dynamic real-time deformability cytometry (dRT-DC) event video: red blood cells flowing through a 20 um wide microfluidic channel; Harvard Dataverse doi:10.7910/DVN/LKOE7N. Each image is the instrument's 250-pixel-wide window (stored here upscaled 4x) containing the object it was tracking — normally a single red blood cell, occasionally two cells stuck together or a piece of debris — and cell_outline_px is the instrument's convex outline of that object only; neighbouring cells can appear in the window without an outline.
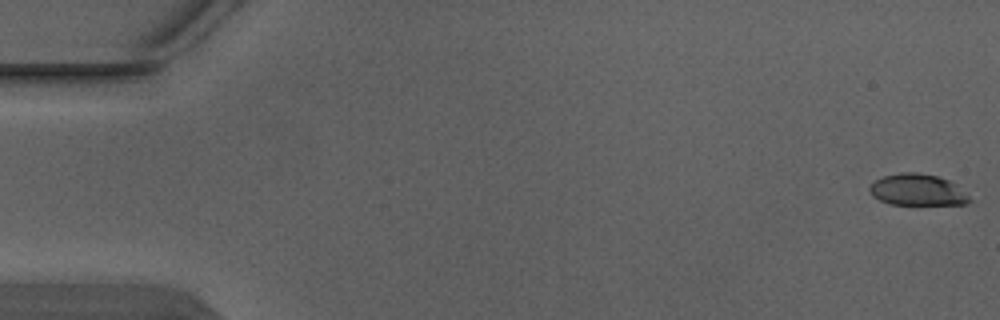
{"species": "Egyptian fruit bat (a non-hibernating species)", "species_latin": "Rousettus aegyptiacus", "temperature_condition": "warm", "stored_images_in_passage": 5, "camera_frame_rate_fps": 3000, "um_per_image_px": 0.085, "animal": {"sex": "male"}, "frame": {"image": 1, "passage_image": 1, "time_ms": 0.0, "image_size_px": [1000, 320], "cell_outline_px": [[972, 200], [964, 204], [892, 204], [880, 200], [872, 196], [868, 188], [876, 180], [884, 176], [900, 172], [916, 172], [936, 176], [948, 180], [956, 184]], "centroid_in_image_um": [77.97, 16.13], "position_along_channel_um": 7.0, "area_um2": 18.09}}
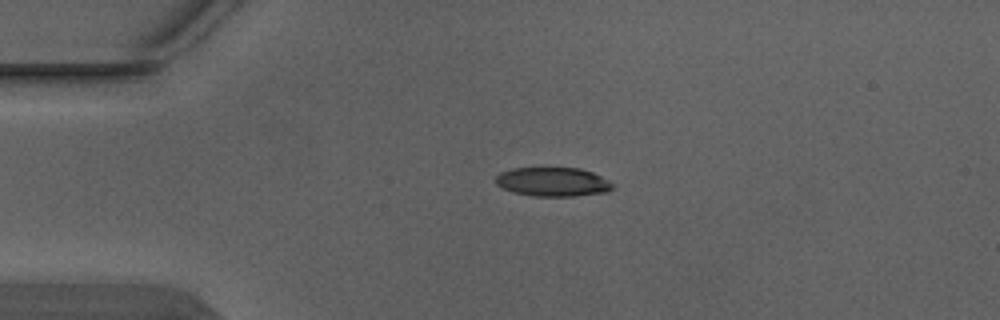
{"frame": {"image": 2, "passage_image": 4, "time_ms": 1.0, "image_size_px": [1000, 320], "cell_outline_px": [[616, 188], [608, 192], [572, 196], [532, 196], [512, 192], [500, 188], [492, 180], [500, 172], [512, 168], [580, 168], [592, 172], [608, 180]], "centroid_in_image_um": [46.95, 15.46], "position_along_channel_um": 38.1, "area_um2": 20.06}}